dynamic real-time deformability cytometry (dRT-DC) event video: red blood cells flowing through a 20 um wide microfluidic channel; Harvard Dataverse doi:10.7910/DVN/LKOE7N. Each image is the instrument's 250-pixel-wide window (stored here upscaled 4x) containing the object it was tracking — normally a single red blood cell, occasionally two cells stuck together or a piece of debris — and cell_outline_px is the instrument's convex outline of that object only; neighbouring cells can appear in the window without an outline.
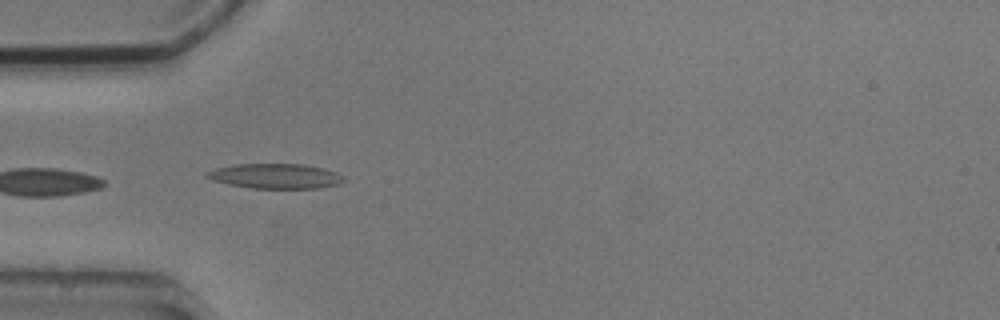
{"species": "common noctule bat (a hibernating species)", "species_latin": "Nyctalus noctula", "temperature_condition": "cold", "stored_images_in_passage": 5, "camera_frame_rate_fps": 3000, "um_per_image_px": 0.085, "animal": {"sex": "male", "body_mass_g": 20.5, "forearm_length_mm": 52.5}, "frame": {"image": 1, "passage_image": 4, "time_ms": 3.667, "image_size_px": [1000, 320], "cell_outline_px": [[344, 180], [340, 184], [316, 188], [252, 188], [228, 184], [212, 180], [204, 176], [204, 172], [216, 168], [236, 164], [304, 164], [324, 168], [336, 172], [344, 176]], "centroid_in_image_um": [23.4, 14.96], "position_along_channel_um": 61.6, "area_um2": 19.94}}